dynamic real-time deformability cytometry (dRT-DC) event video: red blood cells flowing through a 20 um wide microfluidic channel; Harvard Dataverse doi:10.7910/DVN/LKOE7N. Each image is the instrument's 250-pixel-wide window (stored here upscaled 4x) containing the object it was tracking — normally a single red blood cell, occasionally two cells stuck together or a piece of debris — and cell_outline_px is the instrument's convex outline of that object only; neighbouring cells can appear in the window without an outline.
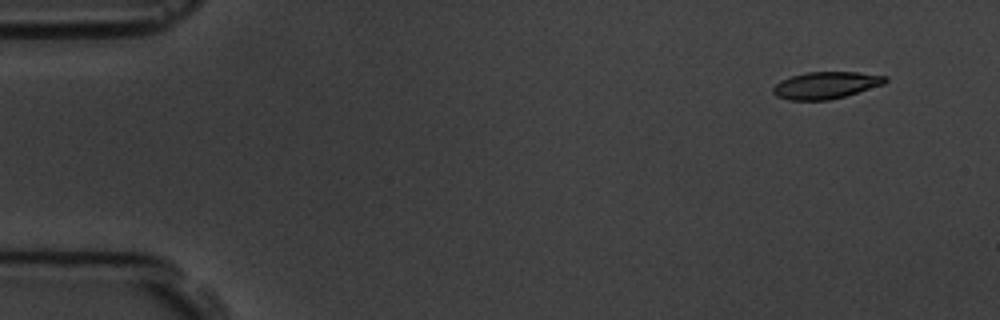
{"species": "common noctule bat (a hibernating species)", "species_latin": "Nyctalus noctula", "temperature_condition": "room temperature", "stored_images_in_passage": 8, "camera_frame_rate_fps": 3000, "um_per_image_px": 0.085, "animal": {"sex": "male", "body_mass_g": 19.5, "forearm_length_mm": 54.6}, "frame": {"image": 1, "passage_image": 2, "time_ms": 1.0, "image_size_px": [1000, 320], "cell_outline_px": [[888, 80], [884, 84], [844, 96], [828, 100], [788, 100], [776, 96], [772, 92], [772, 88], [780, 80], [792, 76], [808, 72], [856, 72], [888, 76]], "centroid_in_image_um": [70.18, 7.24], "position_along_channel_um": 14.8, "area_um2": 17.57}}
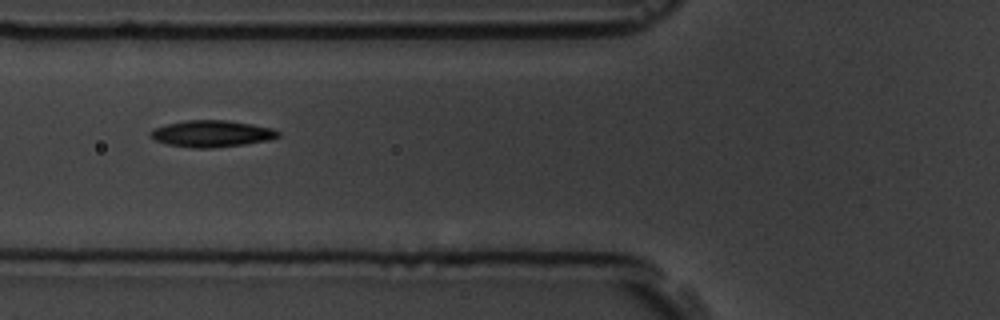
{"frame": {"image": 2, "passage_image": 7, "time_ms": 6.667, "image_size_px": [1000, 320], "cell_outline_px": [[280, 136], [268, 140], [244, 144], [208, 148], [192, 148], [168, 144], [156, 140], [148, 136], [148, 132], [152, 128], [164, 124], [184, 120], [228, 120], [252, 124], [272, 128], [280, 132]], "centroid_in_image_um": [17.94, 11.35], "position_along_channel_um": 107.9, "area_um2": 19.94}}
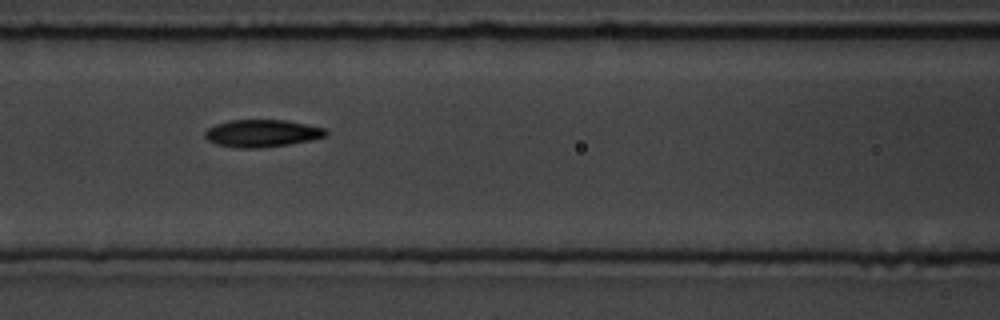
{"frame": {"image": 3, "passage_image": 8, "time_ms": 7.667, "image_size_px": [1000, 320], "cell_outline_px": [[328, 136], [312, 140], [288, 144], [260, 148], [240, 148], [216, 144], [208, 140], [204, 136], [204, 132], [208, 128], [216, 124], [232, 120], [284, 120], [328, 128]], "centroid_in_image_um": [22.31, 11.33], "position_along_channel_um": 144.3, "area_um2": 19.36}}